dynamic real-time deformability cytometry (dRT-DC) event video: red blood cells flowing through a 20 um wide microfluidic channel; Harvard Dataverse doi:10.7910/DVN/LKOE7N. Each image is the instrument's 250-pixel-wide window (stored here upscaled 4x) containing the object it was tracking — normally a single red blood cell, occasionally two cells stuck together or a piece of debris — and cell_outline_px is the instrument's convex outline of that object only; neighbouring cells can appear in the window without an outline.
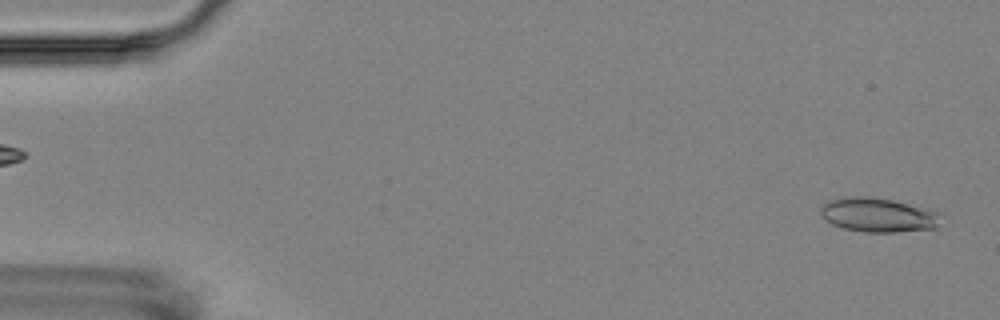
{"species": "Egyptian fruit bat (a non-hibernating species)", "species_latin": "Rousettus aegyptiacus", "temperature_condition": "room temperature", "stored_images_in_passage": 6, "camera_frame_rate_fps": 3000, "um_per_image_px": 0.085, "animal": {"sex": "female"}, "frame": {"image": 1, "passage_image": 6, "time_ms": 6.333, "image_size_px": [1000, 320], "cell_outline_px": [[944, 216], [936, 228], [896, 232], [864, 232], [844, 228], [832, 224], [820, 212], [820, 208], [824, 204], [832, 200], [844, 196], [868, 196], [892, 200], [928, 208], [944, 212]], "centroid_in_image_um": [74.74, 18.27], "position_along_channel_um": 10.3, "area_um2": 24.22}}